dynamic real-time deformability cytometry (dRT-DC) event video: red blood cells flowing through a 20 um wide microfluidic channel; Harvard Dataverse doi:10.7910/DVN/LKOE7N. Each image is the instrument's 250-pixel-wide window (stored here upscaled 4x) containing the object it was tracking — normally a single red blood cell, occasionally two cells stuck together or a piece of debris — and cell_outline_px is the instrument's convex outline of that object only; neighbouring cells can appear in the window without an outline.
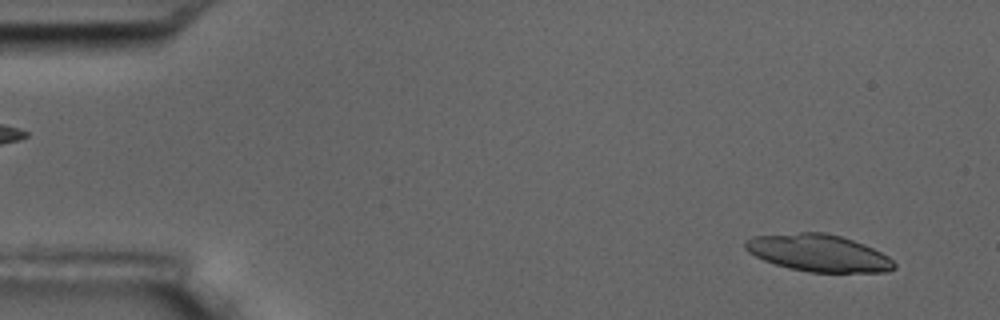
{"species": "common noctule bat (a hibernating species)", "species_latin": "Nyctalus noctula", "temperature_condition": "room temperature", "stored_images_in_passage": 13, "camera_frame_rate_fps": 3000, "um_per_image_px": 0.085, "animal": {"sex": "male", "body_mass_g": 17.5, "forearm_length_mm": 52.3}, "frame": {"image": 1, "passage_image": 4, "time_ms": 1.0, "image_size_px": [1000, 320], "cell_outline_px": [[896, 268], [888, 272], [812, 272], [788, 268], [764, 260], [748, 252], [744, 248], [744, 240], [752, 236], [800, 232], [824, 232], [840, 236], [864, 244], [888, 256], [896, 264]], "centroid_in_image_um": [69.56, 21.5], "position_along_channel_um": 15.4, "area_um2": 32.19}}